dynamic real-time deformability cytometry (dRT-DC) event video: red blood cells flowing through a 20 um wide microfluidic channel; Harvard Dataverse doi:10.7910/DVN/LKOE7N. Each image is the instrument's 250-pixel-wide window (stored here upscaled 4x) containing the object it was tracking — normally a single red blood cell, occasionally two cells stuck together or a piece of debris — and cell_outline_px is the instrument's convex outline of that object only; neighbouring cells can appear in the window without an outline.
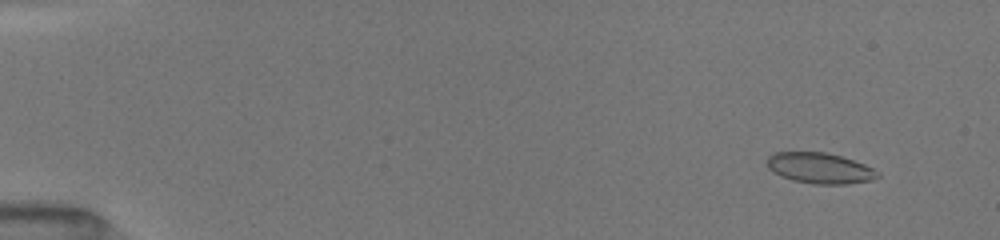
{"species": "common noctule bat (a hibernating species)", "species_latin": "Nyctalus noctula", "temperature_condition": "room temperature", "stored_images_in_passage": 14, "camera_frame_rate_fps": 3000, "um_per_image_px": 0.085, "animal": {"sex": "female", "body_mass_g": 19.5, "forearm_length_mm": 54.1}, "frame": {"image": 1, "passage_image": 2, "time_ms": 1.0, "image_size_px": [1000, 240], "cell_outline_px": [[880, 176], [868, 180], [848, 184], [812, 184], [792, 180], [780, 176], [772, 172], [768, 168], [768, 156], [776, 152], [824, 152], [840, 156], [864, 164], [880, 172]], "centroid_in_image_um": [69.66, 14.3], "position_along_channel_um": 15.3, "area_um2": 19.71}}
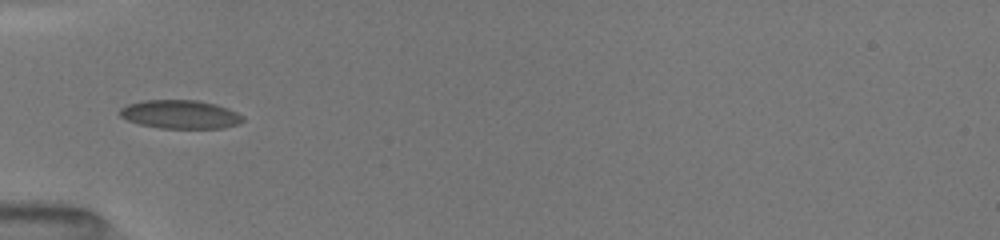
{"frame": {"image": 2, "passage_image": 13, "time_ms": 5.667, "image_size_px": [1000, 240], "cell_outline_px": [[244, 120], [236, 124], [224, 128], [160, 128], [140, 124], [128, 120], [120, 116], [120, 108], [128, 104], [144, 100], [196, 100], [216, 104], [228, 108], [244, 116]], "centroid_in_image_um": [15.33, 9.72], "position_along_channel_um": 69.7, "area_um2": 20.4}}